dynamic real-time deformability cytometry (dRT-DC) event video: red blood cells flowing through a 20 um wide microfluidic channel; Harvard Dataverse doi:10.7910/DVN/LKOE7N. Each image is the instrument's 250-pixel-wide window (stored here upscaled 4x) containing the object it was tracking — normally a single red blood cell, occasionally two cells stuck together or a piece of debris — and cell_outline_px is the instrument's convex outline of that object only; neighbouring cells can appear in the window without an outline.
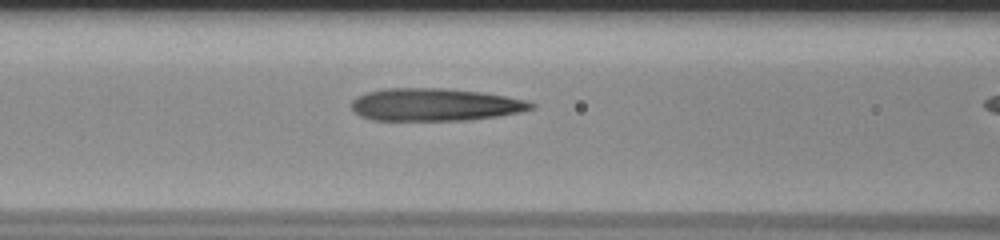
{"species": "human", "species_latin": "Homo sapiens", "temperature_condition": "room temperature", "stored_images_in_passage": 25, "camera_frame_rate_fps": 3000, "um_per_image_px": 0.085, "donor": {"sex": "male"}, "frame": {"image": 1, "passage_image": 20, "time_ms": 6.333, "image_size_px": [1000, 240], "cell_outline_px": [[536, 108], [520, 112], [500, 116], [468, 120], [372, 120], [360, 116], [352, 108], [352, 100], [356, 96], [368, 92], [384, 88], [444, 88], [480, 92], [504, 96], [524, 100], [536, 104]], "centroid_in_image_um": [36.98, 8.9], "position_along_channel_um": 129.6, "area_um2": 34.16}}
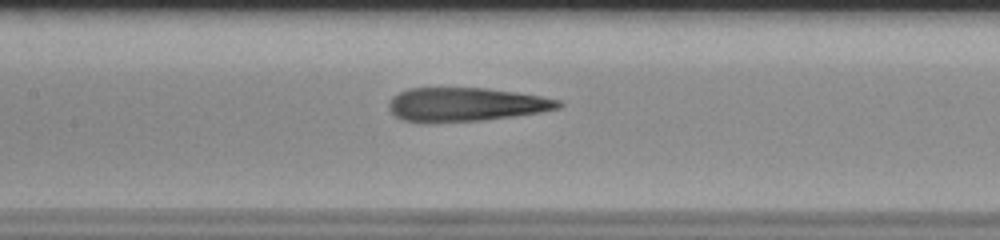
{"frame": {"image": 2, "passage_image": 23, "time_ms": 7.333, "image_size_px": [1000, 240], "cell_outline_px": [[564, 104], [560, 108], [540, 112], [484, 120], [424, 124], [400, 120], [388, 108], [388, 104], [392, 96], [408, 88], [488, 88], [516, 92], [540, 96], [560, 100]], "centroid_in_image_um": [39.54, 8.9], "position_along_channel_um": 167.9, "area_um2": 33.81}}